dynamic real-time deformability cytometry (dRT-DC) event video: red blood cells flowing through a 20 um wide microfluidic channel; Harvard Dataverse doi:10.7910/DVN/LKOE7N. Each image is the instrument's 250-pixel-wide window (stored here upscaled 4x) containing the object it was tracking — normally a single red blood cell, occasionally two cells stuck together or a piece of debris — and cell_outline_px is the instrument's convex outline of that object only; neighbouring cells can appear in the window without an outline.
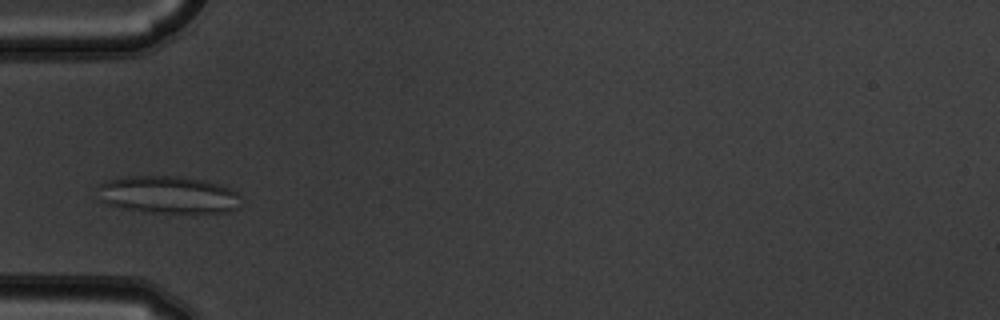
{"species": "common noctule bat (a hibernating species)", "species_latin": "Nyctalus noctula", "temperature_condition": "warm", "stored_images_in_passage": 8, "camera_frame_rate_fps": 3000, "um_per_image_px": 0.085, "animal": {"sex": "male", "body_mass_g": 19.5, "forearm_length_mm": 54.6}, "frame": {"image": 1, "passage_image": 2, "time_ms": 0.333, "image_size_px": [1000, 320], "cell_outline_px": [[240, 196], [236, 208], [228, 212], [148, 212], [124, 208], [108, 204], [96, 200], [96, 184], [108, 180], [124, 176], [180, 176], [204, 180], [232, 188]], "centroid_in_image_um": [14.2, 16.53], "position_along_channel_um": 70.8, "area_um2": 31.5}}
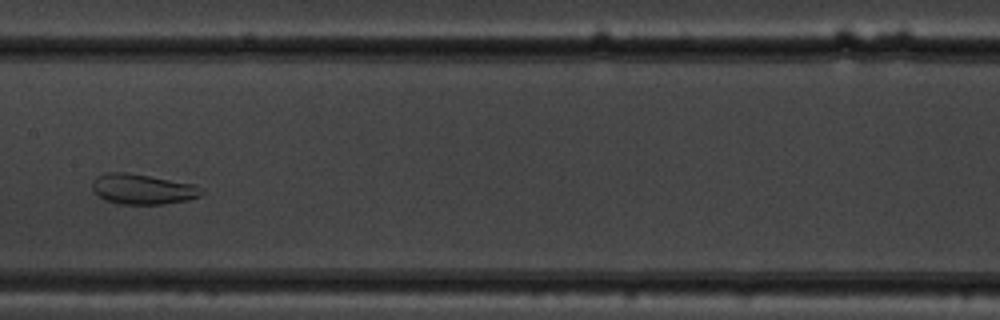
{"frame": {"image": 2, "passage_image": 5, "time_ms": 1.333, "image_size_px": [1000, 320], "cell_outline_px": [[204, 192], [200, 196], [188, 200], [164, 204], [120, 204], [104, 200], [96, 196], [92, 188], [92, 180], [96, 176], [104, 172], [128, 172], [192, 184], [204, 188]], "centroid_in_image_um": [12.08, 16.08], "position_along_channel_um": 195.3, "area_um2": 19.54}}
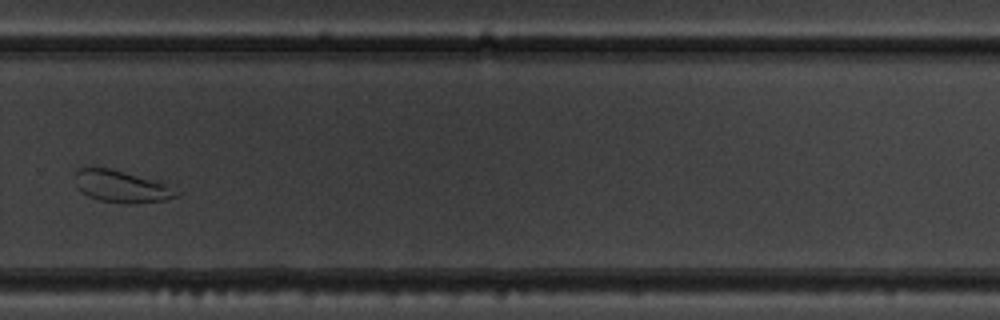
{"frame": {"image": 3, "passage_image": 8, "time_ms": 2.333, "image_size_px": [1000, 320], "cell_outline_px": [[180, 192], [176, 196], [164, 200], [132, 204], [124, 204], [100, 200], [88, 196], [80, 192], [76, 188], [76, 168], [112, 168], [160, 180]], "centroid_in_image_um": [10.34, 15.84], "position_along_channel_um": 319.5, "area_um2": 19.25}}